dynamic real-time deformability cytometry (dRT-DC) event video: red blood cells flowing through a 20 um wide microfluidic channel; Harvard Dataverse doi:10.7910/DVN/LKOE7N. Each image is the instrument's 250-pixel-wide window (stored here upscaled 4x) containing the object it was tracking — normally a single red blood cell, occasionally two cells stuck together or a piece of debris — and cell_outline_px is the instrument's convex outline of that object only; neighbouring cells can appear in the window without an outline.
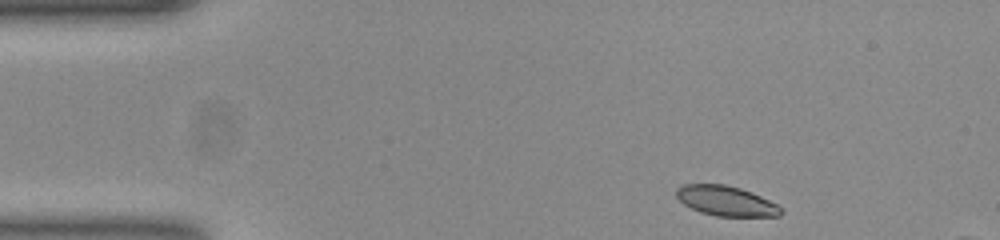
{"species": "common noctule bat (a hibernating species)", "species_latin": "Nyctalus noctula", "temperature_condition": "room temperature", "stored_images_in_passage": 9, "camera_frame_rate_fps": 3000, "um_per_image_px": 0.085, "animal": {"sex": "female", "body_mass_g": 23.0, "forearm_length_mm": 53.4}, "frame": {"image": 1, "passage_image": 1, "time_ms": 0.0, "image_size_px": [1000, 240], "cell_outline_px": [[784, 212], [780, 216], [716, 216], [700, 212], [684, 204], [676, 196], [676, 188], [680, 184], [724, 184], [740, 188], [760, 196], [776, 204]], "centroid_in_image_um": [61.68, 17.07], "position_along_channel_um": 23.3, "area_um2": 18.15}}